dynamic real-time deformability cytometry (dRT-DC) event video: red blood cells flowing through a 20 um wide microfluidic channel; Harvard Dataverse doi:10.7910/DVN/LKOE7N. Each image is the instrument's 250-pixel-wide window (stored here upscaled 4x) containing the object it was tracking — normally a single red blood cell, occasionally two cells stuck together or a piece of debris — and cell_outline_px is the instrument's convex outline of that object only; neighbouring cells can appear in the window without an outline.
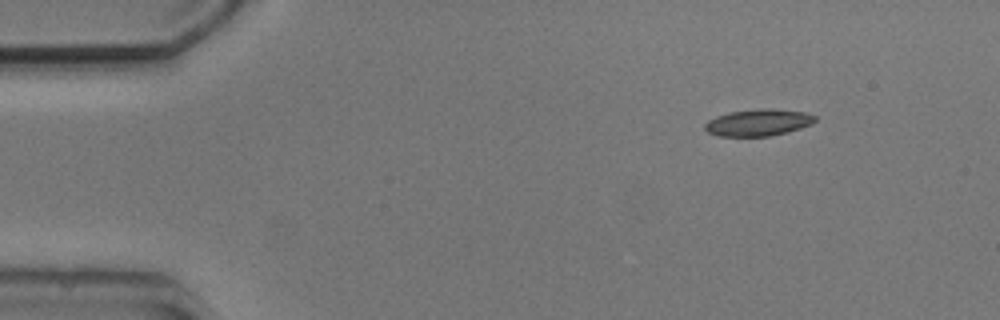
{"species": "common noctule bat (a hibernating species)", "species_latin": "Nyctalus noctula", "temperature_condition": "cold", "stored_images_in_passage": 4, "camera_frame_rate_fps": 3000, "um_per_image_px": 0.085, "animal": {"sex": "male", "body_mass_g": 20.5, "forearm_length_mm": 52.5}, "frame": {"image": 1, "passage_image": 1, "time_ms": 0.0, "image_size_px": [1000, 320], "cell_outline_px": [[816, 120], [812, 124], [788, 132], [772, 136], [720, 136], [708, 132], [704, 128], [704, 124], [708, 120], [716, 116], [732, 112], [760, 108], [772, 108], [804, 112], [816, 116]], "centroid_in_image_um": [64.47, 10.41], "position_along_channel_um": 20.5, "area_um2": 17.22}}
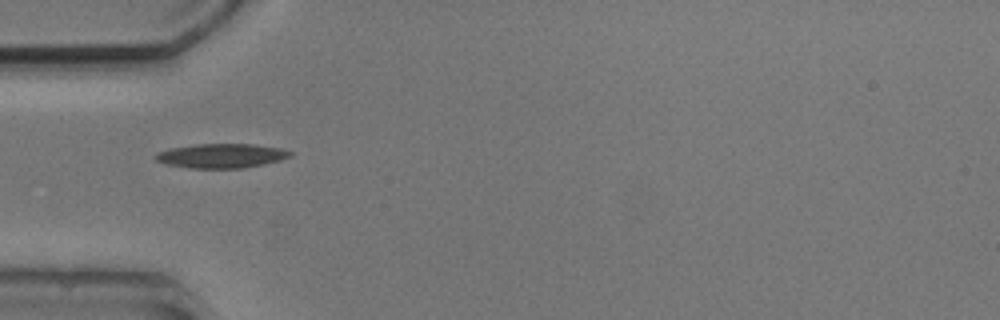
{"frame": {"image": 2, "passage_image": 4, "time_ms": 3.333, "image_size_px": [1000, 320], "cell_outline_px": [[292, 156], [280, 160], [264, 164], [244, 168], [188, 168], [164, 164], [156, 160], [156, 152], [168, 148], [196, 144], [252, 144], [280, 148], [292, 152]], "centroid_in_image_um": [18.79, 13.24], "position_along_channel_um": 66.2, "area_um2": 19.19}}